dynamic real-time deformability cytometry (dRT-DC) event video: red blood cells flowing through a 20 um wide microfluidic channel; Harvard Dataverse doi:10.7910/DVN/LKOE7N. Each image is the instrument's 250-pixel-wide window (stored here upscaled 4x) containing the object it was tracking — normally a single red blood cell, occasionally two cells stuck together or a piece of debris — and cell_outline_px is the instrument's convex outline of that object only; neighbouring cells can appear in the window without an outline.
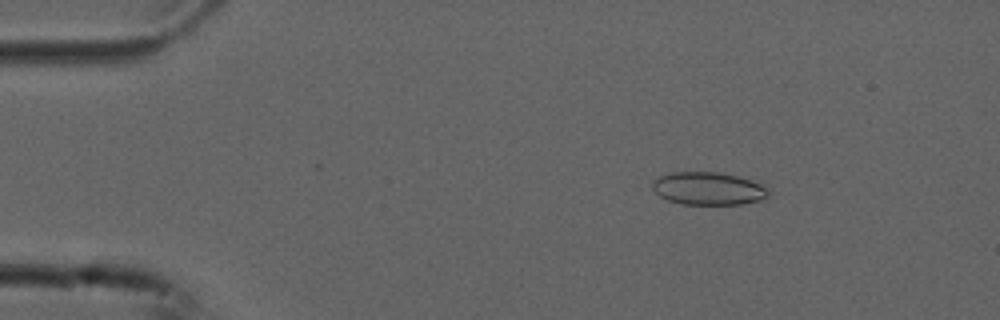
{"species": "common noctule bat (a hibernating species)", "species_latin": "Nyctalus noctula", "temperature_condition": "cold", "stored_images_in_passage": 51, "camera_frame_rate_fps": 3000, "um_per_image_px": 0.085, "animal": {"sex": "male", "forearm_length_mm": 52.5}, "frame": {"image": 1, "passage_image": 8, "time_ms": 2.333, "image_size_px": [1000, 320], "cell_outline_px": [[768, 196], [764, 200], [744, 204], [680, 204], [668, 200], [660, 196], [652, 188], [652, 184], [660, 176], [672, 172], [720, 172], [736, 176], [760, 184], [768, 188]], "centroid_in_image_um": [60.22, 16.04], "position_along_channel_um": 24.8, "area_um2": 22.08}}
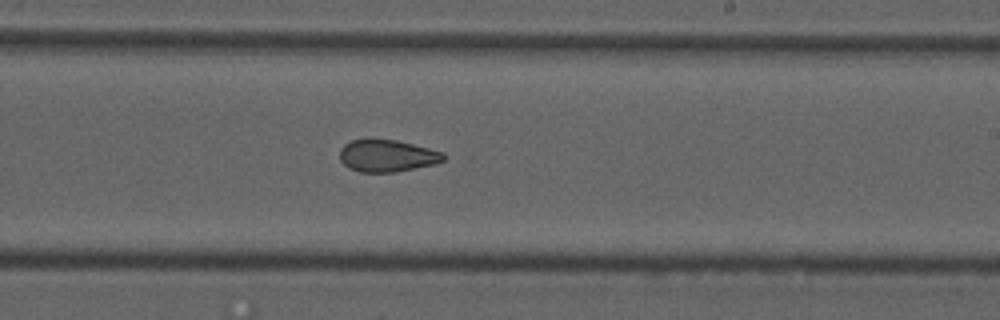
{"frame": {"image": 2, "passage_image": 32, "time_ms": 10.333, "image_size_px": [1000, 320], "cell_outline_px": [[448, 156], [444, 160], [436, 164], [396, 172], [360, 172], [348, 168], [340, 160], [340, 148], [344, 144], [352, 140], [396, 140], [444, 152]], "centroid_in_image_um": [32.93, 13.26], "position_along_channel_um": 256.1, "area_um2": 19.42}}
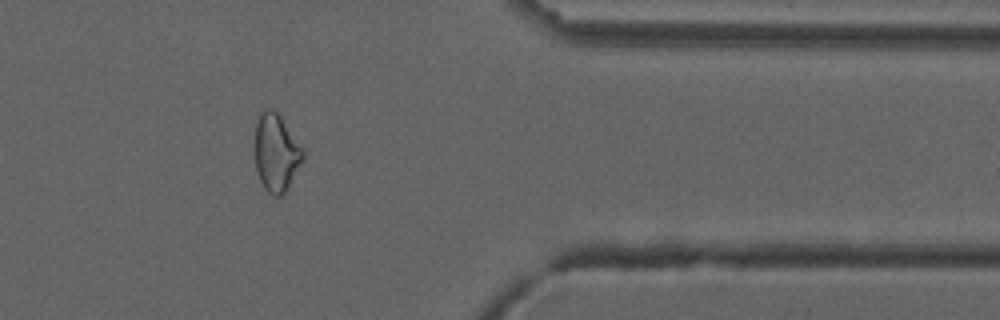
{"frame": {"image": 3, "passage_image": 44, "time_ms": 14.333, "image_size_px": [1000, 320], "cell_outline_px": [[304, 156], [288, 188], [280, 196], [272, 196], [264, 188], [260, 180], [256, 168], [252, 152], [256, 124], [260, 112], [268, 108], [272, 108], [280, 116], [304, 152]], "centroid_in_image_um": [23.41, 12.98], "position_along_channel_um": 388.0, "area_um2": 21.79}}